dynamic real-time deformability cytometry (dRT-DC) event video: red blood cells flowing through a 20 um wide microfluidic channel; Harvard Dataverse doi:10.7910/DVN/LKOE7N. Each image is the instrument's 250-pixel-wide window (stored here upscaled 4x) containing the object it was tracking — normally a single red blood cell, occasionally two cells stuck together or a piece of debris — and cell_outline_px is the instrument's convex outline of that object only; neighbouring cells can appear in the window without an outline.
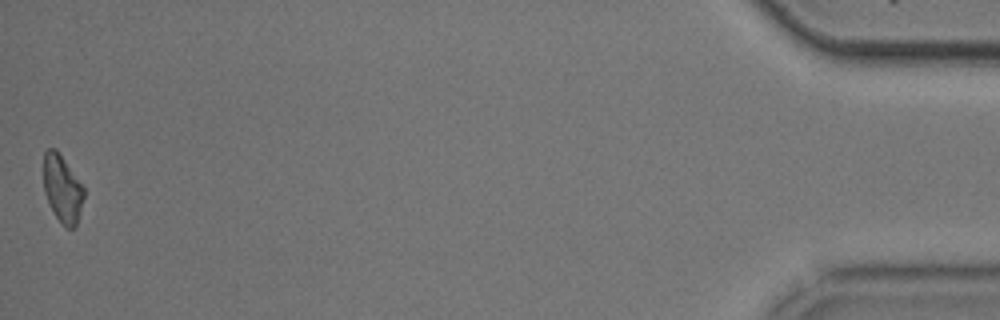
{"species": "common noctule bat (a hibernating species)", "species_latin": "Nyctalus noctula", "temperature_condition": "cold", "stored_images_in_passage": 40, "camera_frame_rate_fps": 3000, "um_per_image_px": 0.085, "animal": {"sex": "male", "body_mass_g": 20.5, "forearm_length_mm": 52.5}, "frame": {"image": 1, "passage_image": 40, "time_ms": 13.0, "image_size_px": [1000, 320], "cell_outline_px": [[84, 196], [76, 224], [72, 228], [64, 228], [56, 216], [44, 192], [44, 152], [48, 148], [56, 148], [84, 188]], "centroid_in_image_um": [5.29, 16.03], "position_along_channel_um": 429.9, "area_um2": 15.49}, "authors_computed_cell_mechanics": {"area_um2": 17.3689, "velocity_mm_per_s": 3.7362, "shape_relaxation_time_tau1_ms": 3.5806, "shape_relaxation_time_tau2_ms": null, "deformation_change_tau1": 0.1239, "deformation_change_tau2": null}}